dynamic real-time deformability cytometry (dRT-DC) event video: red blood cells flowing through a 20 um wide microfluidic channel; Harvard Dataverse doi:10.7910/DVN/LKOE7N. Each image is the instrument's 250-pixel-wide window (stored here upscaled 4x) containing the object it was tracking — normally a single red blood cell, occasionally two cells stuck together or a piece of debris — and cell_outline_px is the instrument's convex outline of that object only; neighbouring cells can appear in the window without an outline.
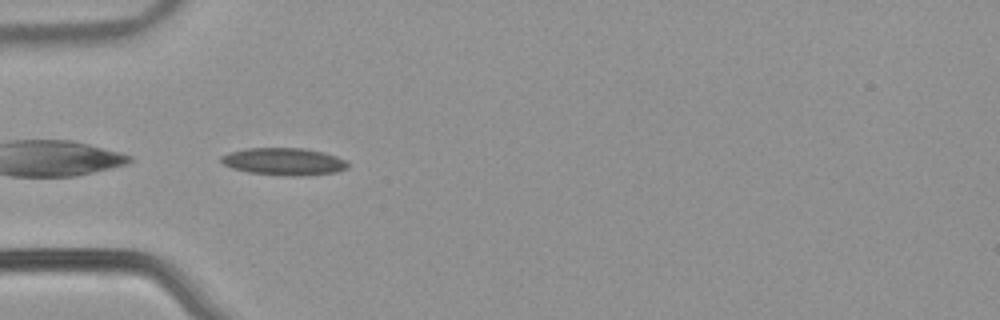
{"species": "common noctule bat (a hibernating species)", "species_latin": "Nyctalus noctula", "temperature_condition": "warm", "stored_images_in_passage": 37, "camera_frame_rate_fps": 3000, "um_per_image_px": 0.085, "animal": {"sex": "male", "body_mass_g": 21.5, "forearm_length_mm": 52.0}, "frame": {"image": 1, "passage_image": 1, "time_ms": 0.0, "image_size_px": [1000, 320], "cell_outline_px": [[348, 168], [336, 172], [292, 176], [248, 172], [232, 168], [224, 164], [220, 160], [220, 156], [232, 152], [248, 148], [300, 148], [324, 152], [336, 156], [344, 160], [348, 164]], "centroid_in_image_um": [24.12, 13.72], "position_along_channel_um": 60.9, "area_um2": 19.83}}
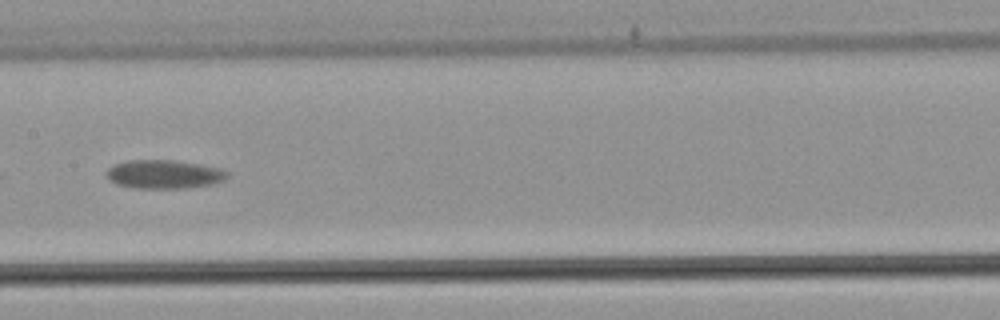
{"frame": {"image": 2, "passage_image": 12, "time_ms": 3.667, "image_size_px": [1000, 320], "cell_outline_px": [[228, 176], [224, 180], [212, 184], [188, 188], [132, 188], [116, 184], [108, 180], [108, 168], [116, 164], [128, 160], [172, 160], [200, 164], [220, 168], [228, 172]], "centroid_in_image_um": [13.96, 14.82], "position_along_channel_um": 193.4, "area_um2": 20.17}}
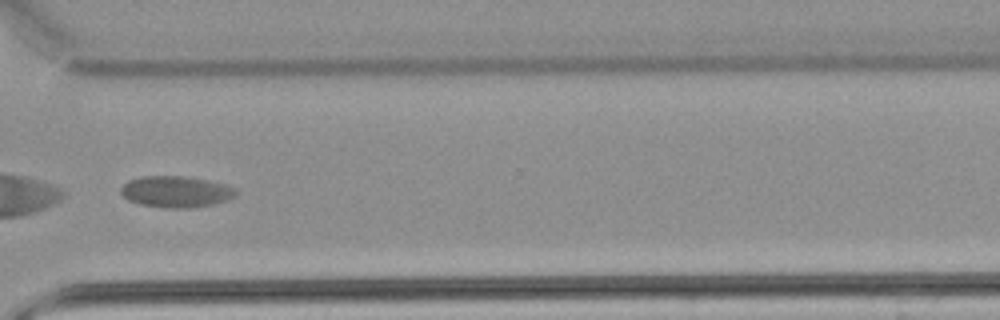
{"frame": {"image": 3, "passage_image": 25, "time_ms": 8.0, "image_size_px": [1000, 320], "cell_outline_px": [[236, 192], [228, 200], [212, 204], [192, 208], [164, 208], [140, 204], [128, 200], [120, 192], [120, 188], [128, 180], [140, 176], [188, 176], [228, 184], [236, 188]], "centroid_in_image_um": [14.95, 16.28], "position_along_channel_um": 355.6, "area_um2": 21.21}}